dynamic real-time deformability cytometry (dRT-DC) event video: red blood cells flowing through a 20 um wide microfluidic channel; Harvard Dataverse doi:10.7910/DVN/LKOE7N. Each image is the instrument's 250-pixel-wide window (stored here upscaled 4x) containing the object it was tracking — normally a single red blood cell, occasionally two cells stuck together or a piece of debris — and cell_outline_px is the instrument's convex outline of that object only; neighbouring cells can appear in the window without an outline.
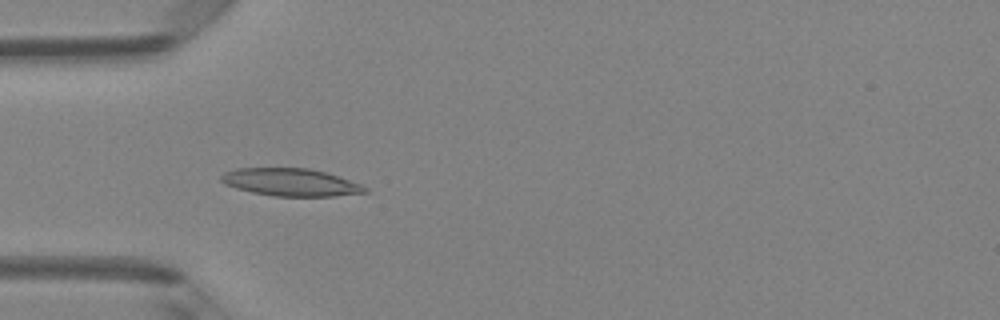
{"species": "Egyptian fruit bat (a non-hibernating species)", "species_latin": "Rousettus aegyptiacus", "temperature_condition": "room temperature", "stored_images_in_passage": 38, "camera_frame_rate_fps": 3000, "um_per_image_px": 0.085, "animal": {"sex": "female"}, "frame": {"image": 1, "passage_image": 5, "time_ms": 1.333, "image_size_px": [1000, 320], "cell_outline_px": [[368, 192], [336, 196], [272, 196], [252, 192], [236, 188], [224, 184], [220, 180], [220, 176], [224, 172], [236, 168], [308, 168], [324, 172], [360, 184], [368, 188]], "centroid_in_image_um": [24.67, 15.49], "position_along_channel_um": 60.3, "area_um2": 23.0}}
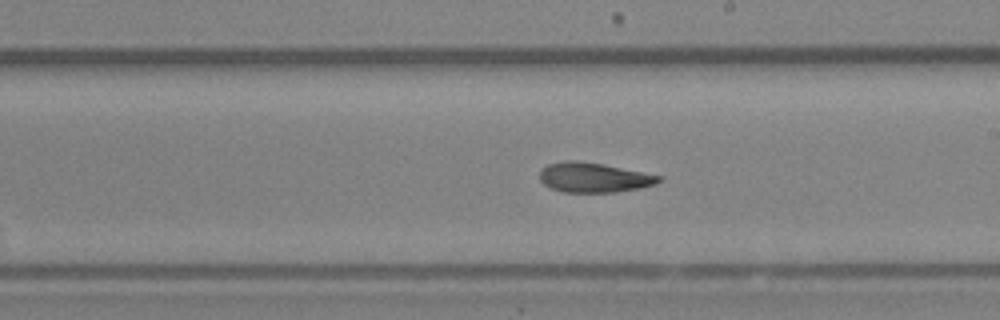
{"frame": {"image": 2, "passage_image": 18, "time_ms": 5.667, "image_size_px": [1000, 320], "cell_outline_px": [[664, 180], [656, 184], [640, 188], [616, 192], [564, 192], [552, 188], [544, 184], [540, 180], [540, 168], [548, 164], [564, 160], [576, 160], [604, 164], [664, 176]], "centroid_in_image_um": [50.51, 15.08], "position_along_channel_um": 238.5, "area_um2": 20.92}}
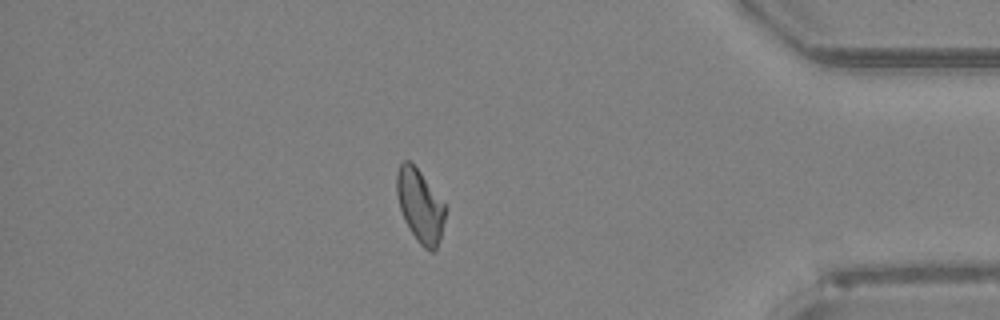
{"frame": {"image": 3, "passage_image": 32, "time_ms": 10.333, "image_size_px": [1000, 320], "cell_outline_px": [[448, 208], [440, 240], [436, 248], [432, 252], [428, 252], [416, 240], [404, 220], [396, 196], [396, 172], [400, 164], [404, 160], [408, 160], [420, 172]], "centroid_in_image_um": [35.71, 17.52], "position_along_channel_um": 399.5, "area_um2": 20.81}, "authors_computed_cell_mechanics": {"area_um2": 21.2126, "velocity_mm_per_s": 4.19, "shape_relaxation_time_tau1_ms": 6.9009, "shape_relaxation_time_tau2_ms": 3.5515, "deformation_change_tau1": 0.1422, "deformation_change_tau2": 0.0933}}